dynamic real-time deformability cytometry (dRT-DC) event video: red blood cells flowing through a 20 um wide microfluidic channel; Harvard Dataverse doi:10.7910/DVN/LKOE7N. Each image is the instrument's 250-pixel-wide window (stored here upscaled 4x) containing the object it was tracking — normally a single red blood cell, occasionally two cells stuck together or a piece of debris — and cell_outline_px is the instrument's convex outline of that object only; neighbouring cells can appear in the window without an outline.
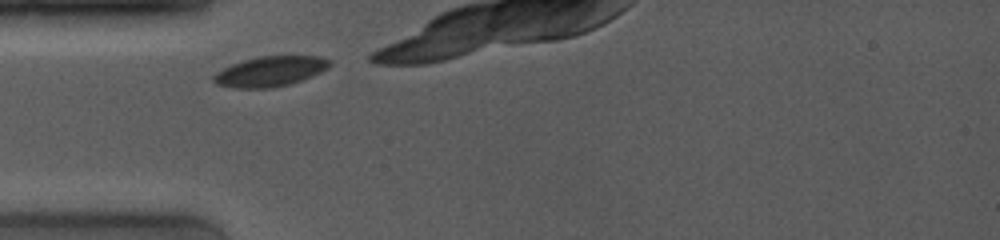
{"species": "common noctule bat (a hibernating species)", "species_latin": "Nyctalus noctula", "temperature_condition": "room temperature", "stored_images_in_passage": 14, "camera_frame_rate_fps": 4000, "um_per_image_px": 0.085, "animal": {"sex": "female", "body_mass_g": 19.0, "forearm_length_mm": 53.3}, "frame": {"image": 1, "passage_image": 1, "time_ms": 0.0, "image_size_px": [1000, 240], "cell_outline_px": [[332, 64], [328, 68], [312, 76], [288, 84], [272, 88], [232, 88], [216, 84], [212, 80], [212, 76], [216, 72], [232, 64], [244, 60], [260, 56], [316, 56], [332, 60]], "centroid_in_image_um": [22.95, 6.07], "position_along_channel_um": 62.0, "area_um2": 20.35}}